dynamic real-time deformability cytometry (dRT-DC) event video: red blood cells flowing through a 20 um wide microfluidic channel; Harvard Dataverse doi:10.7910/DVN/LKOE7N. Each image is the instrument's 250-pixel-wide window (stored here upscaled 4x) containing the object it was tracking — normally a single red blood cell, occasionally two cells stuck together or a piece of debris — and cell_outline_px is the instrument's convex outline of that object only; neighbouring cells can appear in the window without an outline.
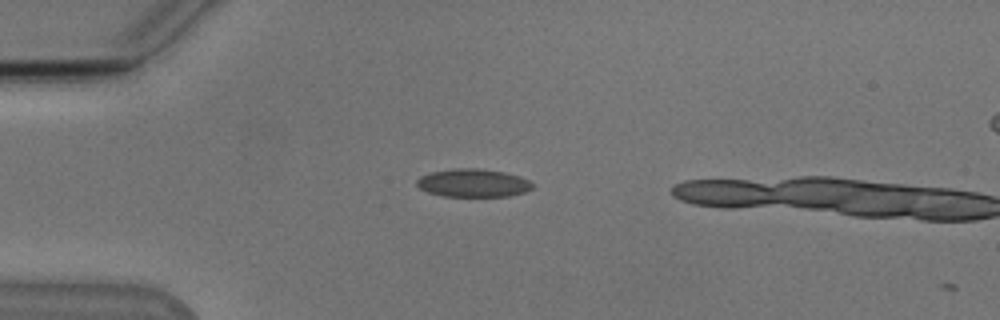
{"species": "Egyptian fruit bat (a non-hibernating species)", "species_latin": "Rousettus aegyptiacus", "temperature_condition": "cold", "stored_images_in_passage": 3, "camera_frame_rate_fps": 3000, "um_per_image_px": 0.085, "animal": {"sex": "male"}, "frame": {"image": 1, "passage_image": 1, "time_ms": 0.0, "image_size_px": [1000, 320], "cell_outline_px": [[532, 188], [524, 192], [508, 196], [444, 196], [428, 192], [420, 188], [416, 184], [416, 180], [420, 176], [428, 172], [452, 168], [480, 168], [504, 172], [520, 176], [528, 180], [532, 184]], "centroid_in_image_um": [40.18, 15.54], "position_along_channel_um": 44.8, "area_um2": 19.02}}